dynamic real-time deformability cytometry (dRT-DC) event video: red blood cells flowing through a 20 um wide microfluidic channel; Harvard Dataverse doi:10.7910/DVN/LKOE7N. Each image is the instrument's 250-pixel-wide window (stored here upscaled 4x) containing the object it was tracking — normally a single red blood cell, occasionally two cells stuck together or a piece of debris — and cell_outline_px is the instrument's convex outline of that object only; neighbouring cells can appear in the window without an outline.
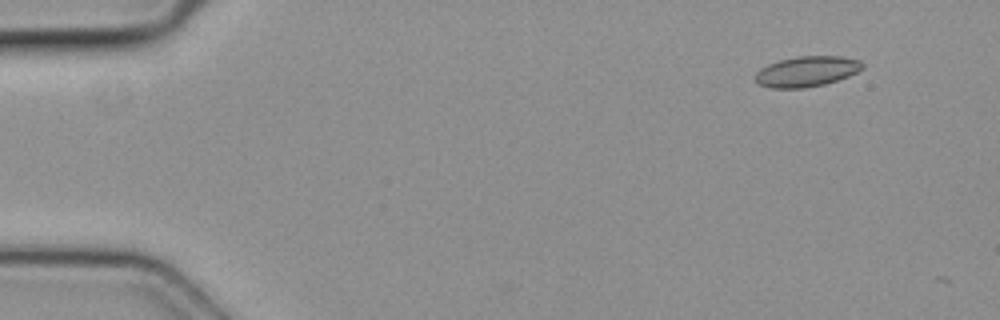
{"species": "common noctule bat (a hibernating species)", "species_latin": "Nyctalus noctula", "temperature_condition": "cold", "stored_images_in_passage": 4, "camera_frame_rate_fps": 3000, "um_per_image_px": 0.085, "animal": {"sex": "female", "body_mass_g": 19.3, "forearm_length_mm": 54.1}, "frame": {"image": 1, "passage_image": 1, "time_ms": 0.0, "image_size_px": [1000, 320], "cell_outline_px": [[864, 68], [848, 76], [824, 84], [804, 88], [772, 88], [760, 84], [756, 80], [756, 72], [760, 68], [768, 64], [780, 60], [796, 56], [840, 56], [860, 60], [864, 64]], "centroid_in_image_um": [68.58, 6.06], "position_along_channel_um": 16.4, "area_um2": 18.9}}